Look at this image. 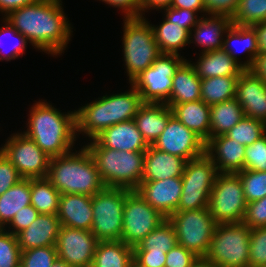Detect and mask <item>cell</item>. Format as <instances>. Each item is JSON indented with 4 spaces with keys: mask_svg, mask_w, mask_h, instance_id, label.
<instances>
[{
    "mask_svg": "<svg viewBox=\"0 0 266 267\" xmlns=\"http://www.w3.org/2000/svg\"><path fill=\"white\" fill-rule=\"evenodd\" d=\"M20 259L21 250L17 236L6 228H0V267H18Z\"/></svg>",
    "mask_w": 266,
    "mask_h": 267,
    "instance_id": "obj_41",
    "label": "cell"
},
{
    "mask_svg": "<svg viewBox=\"0 0 266 267\" xmlns=\"http://www.w3.org/2000/svg\"><path fill=\"white\" fill-rule=\"evenodd\" d=\"M75 111L61 113L45 100L36 102L30 109L27 130L22 132L32 139L49 157L69 153L76 139Z\"/></svg>",
    "mask_w": 266,
    "mask_h": 267,
    "instance_id": "obj_2",
    "label": "cell"
},
{
    "mask_svg": "<svg viewBox=\"0 0 266 267\" xmlns=\"http://www.w3.org/2000/svg\"><path fill=\"white\" fill-rule=\"evenodd\" d=\"M8 137L0 152L24 179L46 178L50 158L24 133Z\"/></svg>",
    "mask_w": 266,
    "mask_h": 267,
    "instance_id": "obj_14",
    "label": "cell"
},
{
    "mask_svg": "<svg viewBox=\"0 0 266 267\" xmlns=\"http://www.w3.org/2000/svg\"><path fill=\"white\" fill-rule=\"evenodd\" d=\"M247 202L237 173H219L210 193L209 211L217 224L242 223Z\"/></svg>",
    "mask_w": 266,
    "mask_h": 267,
    "instance_id": "obj_11",
    "label": "cell"
},
{
    "mask_svg": "<svg viewBox=\"0 0 266 267\" xmlns=\"http://www.w3.org/2000/svg\"><path fill=\"white\" fill-rule=\"evenodd\" d=\"M185 60L180 55L160 54L130 84L140 93L144 103L166 104L171 94L172 77Z\"/></svg>",
    "mask_w": 266,
    "mask_h": 267,
    "instance_id": "obj_12",
    "label": "cell"
},
{
    "mask_svg": "<svg viewBox=\"0 0 266 267\" xmlns=\"http://www.w3.org/2000/svg\"><path fill=\"white\" fill-rule=\"evenodd\" d=\"M58 258L56 246H45L21 251V267H52Z\"/></svg>",
    "mask_w": 266,
    "mask_h": 267,
    "instance_id": "obj_42",
    "label": "cell"
},
{
    "mask_svg": "<svg viewBox=\"0 0 266 267\" xmlns=\"http://www.w3.org/2000/svg\"><path fill=\"white\" fill-rule=\"evenodd\" d=\"M177 118L185 127L192 130L205 143L210 139V106L202 100L167 104Z\"/></svg>",
    "mask_w": 266,
    "mask_h": 267,
    "instance_id": "obj_26",
    "label": "cell"
},
{
    "mask_svg": "<svg viewBox=\"0 0 266 267\" xmlns=\"http://www.w3.org/2000/svg\"><path fill=\"white\" fill-rule=\"evenodd\" d=\"M203 2L205 15H221L232 18L237 11L240 0H203Z\"/></svg>",
    "mask_w": 266,
    "mask_h": 267,
    "instance_id": "obj_50",
    "label": "cell"
},
{
    "mask_svg": "<svg viewBox=\"0 0 266 267\" xmlns=\"http://www.w3.org/2000/svg\"><path fill=\"white\" fill-rule=\"evenodd\" d=\"M219 171L206 155L187 161L182 175V192L177 211L209 206L210 193Z\"/></svg>",
    "mask_w": 266,
    "mask_h": 267,
    "instance_id": "obj_8",
    "label": "cell"
},
{
    "mask_svg": "<svg viewBox=\"0 0 266 267\" xmlns=\"http://www.w3.org/2000/svg\"><path fill=\"white\" fill-rule=\"evenodd\" d=\"M60 193L46 178L31 179V205L39 214H57Z\"/></svg>",
    "mask_w": 266,
    "mask_h": 267,
    "instance_id": "obj_36",
    "label": "cell"
},
{
    "mask_svg": "<svg viewBox=\"0 0 266 267\" xmlns=\"http://www.w3.org/2000/svg\"><path fill=\"white\" fill-rule=\"evenodd\" d=\"M129 191L124 188L104 187L92 196L91 232L99 241L121 240L123 209Z\"/></svg>",
    "mask_w": 266,
    "mask_h": 267,
    "instance_id": "obj_10",
    "label": "cell"
},
{
    "mask_svg": "<svg viewBox=\"0 0 266 267\" xmlns=\"http://www.w3.org/2000/svg\"><path fill=\"white\" fill-rule=\"evenodd\" d=\"M248 70L266 83V53H258Z\"/></svg>",
    "mask_w": 266,
    "mask_h": 267,
    "instance_id": "obj_54",
    "label": "cell"
},
{
    "mask_svg": "<svg viewBox=\"0 0 266 267\" xmlns=\"http://www.w3.org/2000/svg\"><path fill=\"white\" fill-rule=\"evenodd\" d=\"M191 267H218L215 263L209 260L207 257H197L192 263Z\"/></svg>",
    "mask_w": 266,
    "mask_h": 267,
    "instance_id": "obj_58",
    "label": "cell"
},
{
    "mask_svg": "<svg viewBox=\"0 0 266 267\" xmlns=\"http://www.w3.org/2000/svg\"><path fill=\"white\" fill-rule=\"evenodd\" d=\"M226 38L223 40L222 49L225 50L244 70H248L254 58L258 55L257 35L252 26H243L232 24L224 34ZM240 44V49L237 50L235 45ZM236 43L234 46H232ZM239 48V47H238ZM248 53V59L244 62L237 58L238 53Z\"/></svg>",
    "mask_w": 266,
    "mask_h": 267,
    "instance_id": "obj_27",
    "label": "cell"
},
{
    "mask_svg": "<svg viewBox=\"0 0 266 267\" xmlns=\"http://www.w3.org/2000/svg\"><path fill=\"white\" fill-rule=\"evenodd\" d=\"M171 7L193 10L197 11L198 13H205L203 0H173Z\"/></svg>",
    "mask_w": 266,
    "mask_h": 267,
    "instance_id": "obj_55",
    "label": "cell"
},
{
    "mask_svg": "<svg viewBox=\"0 0 266 267\" xmlns=\"http://www.w3.org/2000/svg\"><path fill=\"white\" fill-rule=\"evenodd\" d=\"M123 25V57L129 83L142 71L150 67L161 54L154 39L153 30L147 19L124 18Z\"/></svg>",
    "mask_w": 266,
    "mask_h": 267,
    "instance_id": "obj_6",
    "label": "cell"
},
{
    "mask_svg": "<svg viewBox=\"0 0 266 267\" xmlns=\"http://www.w3.org/2000/svg\"><path fill=\"white\" fill-rule=\"evenodd\" d=\"M205 145L206 143L198 135L173 115L169 118L165 130L152 144L155 149L179 156L186 161L204 155Z\"/></svg>",
    "mask_w": 266,
    "mask_h": 267,
    "instance_id": "obj_16",
    "label": "cell"
},
{
    "mask_svg": "<svg viewBox=\"0 0 266 267\" xmlns=\"http://www.w3.org/2000/svg\"><path fill=\"white\" fill-rule=\"evenodd\" d=\"M85 147L91 154L105 187L136 190L142 181L145 152L117 151L95 138Z\"/></svg>",
    "mask_w": 266,
    "mask_h": 267,
    "instance_id": "obj_5",
    "label": "cell"
},
{
    "mask_svg": "<svg viewBox=\"0 0 266 267\" xmlns=\"http://www.w3.org/2000/svg\"><path fill=\"white\" fill-rule=\"evenodd\" d=\"M62 3V0H39L10 12L4 19L35 49L53 56L61 55L73 32Z\"/></svg>",
    "mask_w": 266,
    "mask_h": 267,
    "instance_id": "obj_1",
    "label": "cell"
},
{
    "mask_svg": "<svg viewBox=\"0 0 266 267\" xmlns=\"http://www.w3.org/2000/svg\"><path fill=\"white\" fill-rule=\"evenodd\" d=\"M172 78L171 94L166 104H181L201 100V79L191 61L186 59Z\"/></svg>",
    "mask_w": 266,
    "mask_h": 267,
    "instance_id": "obj_29",
    "label": "cell"
},
{
    "mask_svg": "<svg viewBox=\"0 0 266 267\" xmlns=\"http://www.w3.org/2000/svg\"><path fill=\"white\" fill-rule=\"evenodd\" d=\"M112 7L122 9L124 18H139L142 17L141 0H100Z\"/></svg>",
    "mask_w": 266,
    "mask_h": 267,
    "instance_id": "obj_52",
    "label": "cell"
},
{
    "mask_svg": "<svg viewBox=\"0 0 266 267\" xmlns=\"http://www.w3.org/2000/svg\"><path fill=\"white\" fill-rule=\"evenodd\" d=\"M150 26L161 54L180 55L179 49L189 44L190 33L182 28L181 25L164 19L159 26L152 24Z\"/></svg>",
    "mask_w": 266,
    "mask_h": 267,
    "instance_id": "obj_33",
    "label": "cell"
},
{
    "mask_svg": "<svg viewBox=\"0 0 266 267\" xmlns=\"http://www.w3.org/2000/svg\"><path fill=\"white\" fill-rule=\"evenodd\" d=\"M258 267H266V264H263V265H259Z\"/></svg>",
    "mask_w": 266,
    "mask_h": 267,
    "instance_id": "obj_60",
    "label": "cell"
},
{
    "mask_svg": "<svg viewBox=\"0 0 266 267\" xmlns=\"http://www.w3.org/2000/svg\"><path fill=\"white\" fill-rule=\"evenodd\" d=\"M30 196L31 179L24 178L0 196V228L7 227L19 210L31 204Z\"/></svg>",
    "mask_w": 266,
    "mask_h": 267,
    "instance_id": "obj_31",
    "label": "cell"
},
{
    "mask_svg": "<svg viewBox=\"0 0 266 267\" xmlns=\"http://www.w3.org/2000/svg\"><path fill=\"white\" fill-rule=\"evenodd\" d=\"M21 179L16 167L0 152V196Z\"/></svg>",
    "mask_w": 266,
    "mask_h": 267,
    "instance_id": "obj_47",
    "label": "cell"
},
{
    "mask_svg": "<svg viewBox=\"0 0 266 267\" xmlns=\"http://www.w3.org/2000/svg\"><path fill=\"white\" fill-rule=\"evenodd\" d=\"M166 219L136 190H130L125 197L121 241L134 248Z\"/></svg>",
    "mask_w": 266,
    "mask_h": 267,
    "instance_id": "obj_13",
    "label": "cell"
},
{
    "mask_svg": "<svg viewBox=\"0 0 266 267\" xmlns=\"http://www.w3.org/2000/svg\"><path fill=\"white\" fill-rule=\"evenodd\" d=\"M165 252H134V267H164Z\"/></svg>",
    "mask_w": 266,
    "mask_h": 267,
    "instance_id": "obj_51",
    "label": "cell"
},
{
    "mask_svg": "<svg viewBox=\"0 0 266 267\" xmlns=\"http://www.w3.org/2000/svg\"><path fill=\"white\" fill-rule=\"evenodd\" d=\"M162 10L165 11L164 15L167 21L181 25V27L186 29L189 33L199 20L197 11L174 7H168Z\"/></svg>",
    "mask_w": 266,
    "mask_h": 267,
    "instance_id": "obj_46",
    "label": "cell"
},
{
    "mask_svg": "<svg viewBox=\"0 0 266 267\" xmlns=\"http://www.w3.org/2000/svg\"><path fill=\"white\" fill-rule=\"evenodd\" d=\"M38 215V211L31 204L23 207L15 214L11 222L8 224L9 226L7 231L17 235L19 232L26 229Z\"/></svg>",
    "mask_w": 266,
    "mask_h": 267,
    "instance_id": "obj_49",
    "label": "cell"
},
{
    "mask_svg": "<svg viewBox=\"0 0 266 267\" xmlns=\"http://www.w3.org/2000/svg\"><path fill=\"white\" fill-rule=\"evenodd\" d=\"M136 191L153 208L168 218L177 211L182 192V178L141 181Z\"/></svg>",
    "mask_w": 266,
    "mask_h": 267,
    "instance_id": "obj_17",
    "label": "cell"
},
{
    "mask_svg": "<svg viewBox=\"0 0 266 267\" xmlns=\"http://www.w3.org/2000/svg\"><path fill=\"white\" fill-rule=\"evenodd\" d=\"M144 104L140 93L131 84L130 90L104 95L75 111L76 135L94 139L112 125L134 119ZM79 134V135H78Z\"/></svg>",
    "mask_w": 266,
    "mask_h": 267,
    "instance_id": "obj_3",
    "label": "cell"
},
{
    "mask_svg": "<svg viewBox=\"0 0 266 267\" xmlns=\"http://www.w3.org/2000/svg\"><path fill=\"white\" fill-rule=\"evenodd\" d=\"M242 223L250 229L266 226V196L260 200L247 203Z\"/></svg>",
    "mask_w": 266,
    "mask_h": 267,
    "instance_id": "obj_45",
    "label": "cell"
},
{
    "mask_svg": "<svg viewBox=\"0 0 266 267\" xmlns=\"http://www.w3.org/2000/svg\"><path fill=\"white\" fill-rule=\"evenodd\" d=\"M250 233L244 223L217 224L206 257L218 267H249Z\"/></svg>",
    "mask_w": 266,
    "mask_h": 267,
    "instance_id": "obj_7",
    "label": "cell"
},
{
    "mask_svg": "<svg viewBox=\"0 0 266 267\" xmlns=\"http://www.w3.org/2000/svg\"><path fill=\"white\" fill-rule=\"evenodd\" d=\"M244 190L247 203H251L266 196V171L242 170L237 172Z\"/></svg>",
    "mask_w": 266,
    "mask_h": 267,
    "instance_id": "obj_40",
    "label": "cell"
},
{
    "mask_svg": "<svg viewBox=\"0 0 266 267\" xmlns=\"http://www.w3.org/2000/svg\"><path fill=\"white\" fill-rule=\"evenodd\" d=\"M178 244L175 229L167 218L156 229L148 234L137 246L134 252H165Z\"/></svg>",
    "mask_w": 266,
    "mask_h": 267,
    "instance_id": "obj_35",
    "label": "cell"
},
{
    "mask_svg": "<svg viewBox=\"0 0 266 267\" xmlns=\"http://www.w3.org/2000/svg\"><path fill=\"white\" fill-rule=\"evenodd\" d=\"M245 147L222 134L206 142L205 154L216 165L219 173H237L244 170Z\"/></svg>",
    "mask_w": 266,
    "mask_h": 267,
    "instance_id": "obj_19",
    "label": "cell"
},
{
    "mask_svg": "<svg viewBox=\"0 0 266 267\" xmlns=\"http://www.w3.org/2000/svg\"><path fill=\"white\" fill-rule=\"evenodd\" d=\"M56 215L61 226L91 231L93 223L92 196L61 194Z\"/></svg>",
    "mask_w": 266,
    "mask_h": 267,
    "instance_id": "obj_21",
    "label": "cell"
},
{
    "mask_svg": "<svg viewBox=\"0 0 266 267\" xmlns=\"http://www.w3.org/2000/svg\"><path fill=\"white\" fill-rule=\"evenodd\" d=\"M168 219L175 229L178 245L198 257H206L217 225L209 208L176 211Z\"/></svg>",
    "mask_w": 266,
    "mask_h": 267,
    "instance_id": "obj_9",
    "label": "cell"
},
{
    "mask_svg": "<svg viewBox=\"0 0 266 267\" xmlns=\"http://www.w3.org/2000/svg\"><path fill=\"white\" fill-rule=\"evenodd\" d=\"M39 0H0V12L6 17L10 12L23 6L31 5Z\"/></svg>",
    "mask_w": 266,
    "mask_h": 267,
    "instance_id": "obj_53",
    "label": "cell"
},
{
    "mask_svg": "<svg viewBox=\"0 0 266 267\" xmlns=\"http://www.w3.org/2000/svg\"><path fill=\"white\" fill-rule=\"evenodd\" d=\"M60 226L56 214H39L26 229L16 235L20 250L56 246Z\"/></svg>",
    "mask_w": 266,
    "mask_h": 267,
    "instance_id": "obj_22",
    "label": "cell"
},
{
    "mask_svg": "<svg viewBox=\"0 0 266 267\" xmlns=\"http://www.w3.org/2000/svg\"><path fill=\"white\" fill-rule=\"evenodd\" d=\"M239 76L201 79V100L211 106L235 98Z\"/></svg>",
    "mask_w": 266,
    "mask_h": 267,
    "instance_id": "obj_34",
    "label": "cell"
},
{
    "mask_svg": "<svg viewBox=\"0 0 266 267\" xmlns=\"http://www.w3.org/2000/svg\"><path fill=\"white\" fill-rule=\"evenodd\" d=\"M91 267H134L133 247L121 240L99 241Z\"/></svg>",
    "mask_w": 266,
    "mask_h": 267,
    "instance_id": "obj_30",
    "label": "cell"
},
{
    "mask_svg": "<svg viewBox=\"0 0 266 267\" xmlns=\"http://www.w3.org/2000/svg\"><path fill=\"white\" fill-rule=\"evenodd\" d=\"M257 35L259 53H266V21L252 25Z\"/></svg>",
    "mask_w": 266,
    "mask_h": 267,
    "instance_id": "obj_57",
    "label": "cell"
},
{
    "mask_svg": "<svg viewBox=\"0 0 266 267\" xmlns=\"http://www.w3.org/2000/svg\"><path fill=\"white\" fill-rule=\"evenodd\" d=\"M266 133V124L251 117L242 118L225 135L239 144L247 146L253 144Z\"/></svg>",
    "mask_w": 266,
    "mask_h": 267,
    "instance_id": "obj_37",
    "label": "cell"
},
{
    "mask_svg": "<svg viewBox=\"0 0 266 267\" xmlns=\"http://www.w3.org/2000/svg\"><path fill=\"white\" fill-rule=\"evenodd\" d=\"M52 267H72V266L69 265L66 261H63L57 258L55 262L53 263Z\"/></svg>",
    "mask_w": 266,
    "mask_h": 267,
    "instance_id": "obj_59",
    "label": "cell"
},
{
    "mask_svg": "<svg viewBox=\"0 0 266 267\" xmlns=\"http://www.w3.org/2000/svg\"><path fill=\"white\" fill-rule=\"evenodd\" d=\"M95 139L105 148L145 152L150 146L139 132L134 119L104 129Z\"/></svg>",
    "mask_w": 266,
    "mask_h": 267,
    "instance_id": "obj_20",
    "label": "cell"
},
{
    "mask_svg": "<svg viewBox=\"0 0 266 267\" xmlns=\"http://www.w3.org/2000/svg\"><path fill=\"white\" fill-rule=\"evenodd\" d=\"M46 179L60 194L94 196L105 187L84 145L78 151L50 158Z\"/></svg>",
    "mask_w": 266,
    "mask_h": 267,
    "instance_id": "obj_4",
    "label": "cell"
},
{
    "mask_svg": "<svg viewBox=\"0 0 266 267\" xmlns=\"http://www.w3.org/2000/svg\"><path fill=\"white\" fill-rule=\"evenodd\" d=\"M235 98L246 117L261 120L266 124V83L244 70L237 81Z\"/></svg>",
    "mask_w": 266,
    "mask_h": 267,
    "instance_id": "obj_18",
    "label": "cell"
},
{
    "mask_svg": "<svg viewBox=\"0 0 266 267\" xmlns=\"http://www.w3.org/2000/svg\"><path fill=\"white\" fill-rule=\"evenodd\" d=\"M244 170L266 171V133L245 147Z\"/></svg>",
    "mask_w": 266,
    "mask_h": 267,
    "instance_id": "obj_43",
    "label": "cell"
},
{
    "mask_svg": "<svg viewBox=\"0 0 266 267\" xmlns=\"http://www.w3.org/2000/svg\"><path fill=\"white\" fill-rule=\"evenodd\" d=\"M99 240L91 231L60 226L56 251L72 267H91Z\"/></svg>",
    "mask_w": 266,
    "mask_h": 267,
    "instance_id": "obj_15",
    "label": "cell"
},
{
    "mask_svg": "<svg viewBox=\"0 0 266 267\" xmlns=\"http://www.w3.org/2000/svg\"><path fill=\"white\" fill-rule=\"evenodd\" d=\"M187 161L150 145L145 151L142 181L182 177Z\"/></svg>",
    "mask_w": 266,
    "mask_h": 267,
    "instance_id": "obj_23",
    "label": "cell"
},
{
    "mask_svg": "<svg viewBox=\"0 0 266 267\" xmlns=\"http://www.w3.org/2000/svg\"><path fill=\"white\" fill-rule=\"evenodd\" d=\"M249 267L266 264V226L251 229Z\"/></svg>",
    "mask_w": 266,
    "mask_h": 267,
    "instance_id": "obj_44",
    "label": "cell"
},
{
    "mask_svg": "<svg viewBox=\"0 0 266 267\" xmlns=\"http://www.w3.org/2000/svg\"><path fill=\"white\" fill-rule=\"evenodd\" d=\"M196 63H191L200 79L218 76H240L244 69L223 49L200 52Z\"/></svg>",
    "mask_w": 266,
    "mask_h": 267,
    "instance_id": "obj_28",
    "label": "cell"
},
{
    "mask_svg": "<svg viewBox=\"0 0 266 267\" xmlns=\"http://www.w3.org/2000/svg\"><path fill=\"white\" fill-rule=\"evenodd\" d=\"M203 15L199 17L200 19L192 29L193 31H190L189 43L201 45L200 47L204 48L202 53L222 49L223 34L232 25L231 17L221 15H208L209 17H204Z\"/></svg>",
    "mask_w": 266,
    "mask_h": 267,
    "instance_id": "obj_24",
    "label": "cell"
},
{
    "mask_svg": "<svg viewBox=\"0 0 266 267\" xmlns=\"http://www.w3.org/2000/svg\"><path fill=\"white\" fill-rule=\"evenodd\" d=\"M173 0H141L142 17L144 12H148L150 9H165L171 7ZM144 11V12H143Z\"/></svg>",
    "mask_w": 266,
    "mask_h": 267,
    "instance_id": "obj_56",
    "label": "cell"
},
{
    "mask_svg": "<svg viewBox=\"0 0 266 267\" xmlns=\"http://www.w3.org/2000/svg\"><path fill=\"white\" fill-rule=\"evenodd\" d=\"M232 24L252 26L266 21V0H240Z\"/></svg>",
    "mask_w": 266,
    "mask_h": 267,
    "instance_id": "obj_39",
    "label": "cell"
},
{
    "mask_svg": "<svg viewBox=\"0 0 266 267\" xmlns=\"http://www.w3.org/2000/svg\"><path fill=\"white\" fill-rule=\"evenodd\" d=\"M197 257L193 252L177 244L166 253L164 267H191Z\"/></svg>",
    "mask_w": 266,
    "mask_h": 267,
    "instance_id": "obj_48",
    "label": "cell"
},
{
    "mask_svg": "<svg viewBox=\"0 0 266 267\" xmlns=\"http://www.w3.org/2000/svg\"><path fill=\"white\" fill-rule=\"evenodd\" d=\"M3 22L5 23V25L0 27V61L1 60L11 61L19 58V56H23L24 51L27 47L26 45L30 42L27 40L26 37H24L21 33H19L6 19H4V17H3ZM4 35H9L7 36V39L9 41L4 40L5 37ZM11 36L13 38V41ZM8 37H10V39ZM6 48L7 50L9 49L10 51L5 52L4 50H6Z\"/></svg>",
    "mask_w": 266,
    "mask_h": 267,
    "instance_id": "obj_38",
    "label": "cell"
},
{
    "mask_svg": "<svg viewBox=\"0 0 266 267\" xmlns=\"http://www.w3.org/2000/svg\"><path fill=\"white\" fill-rule=\"evenodd\" d=\"M244 117V111L236 98L211 105L210 138L226 134Z\"/></svg>",
    "mask_w": 266,
    "mask_h": 267,
    "instance_id": "obj_32",
    "label": "cell"
},
{
    "mask_svg": "<svg viewBox=\"0 0 266 267\" xmlns=\"http://www.w3.org/2000/svg\"><path fill=\"white\" fill-rule=\"evenodd\" d=\"M172 115V109L165 103H144L134 120L145 141L152 145L165 130Z\"/></svg>",
    "mask_w": 266,
    "mask_h": 267,
    "instance_id": "obj_25",
    "label": "cell"
}]
</instances>
